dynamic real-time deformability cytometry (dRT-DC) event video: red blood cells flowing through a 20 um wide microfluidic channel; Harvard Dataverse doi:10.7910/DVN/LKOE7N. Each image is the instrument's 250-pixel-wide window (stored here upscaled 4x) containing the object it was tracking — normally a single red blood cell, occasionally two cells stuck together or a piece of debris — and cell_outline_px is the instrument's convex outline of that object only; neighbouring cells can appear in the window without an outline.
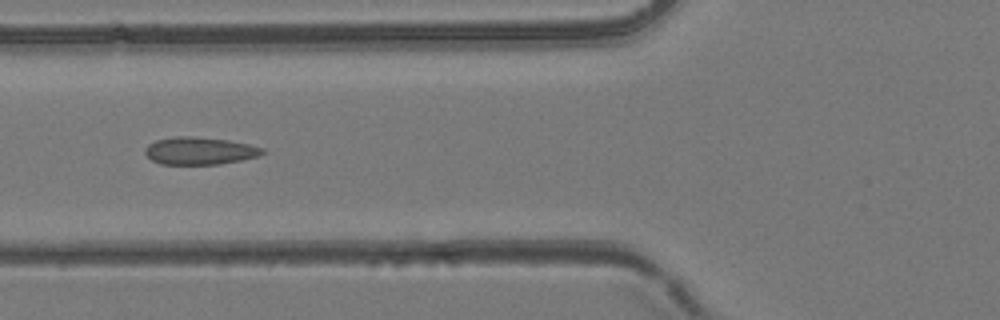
{"species": "common noctule bat (a hibernating species)", "species_latin": "Nyctalus noctula", "temperature_condition": "room temperature", "stored_images_in_passage": 38, "camera_frame_rate_fps": 3000, "um_per_image_px": 0.085, "animal": {"sex": "female", "body_mass_g": 24.6, "forearm_length_mm": 56.2}, "frame": {"image": 1, "passage_image": 12, "time_ms": 3.667, "image_size_px": [1000, 320], "cell_outline_px": [[268, 152], [256, 156], [240, 160], [220, 164], [160, 164], [152, 160], [144, 152], [144, 148], [148, 144], [156, 140], [176, 136], [192, 136], [228, 140], [248, 144], [264, 148]], "centroid_in_image_um": [16.96, 12.81], "position_along_channel_um": 108.8, "area_um2": 18.79}}
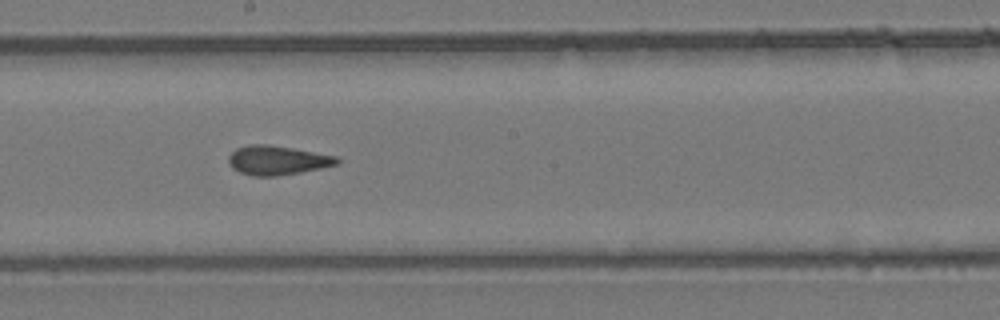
{"frame": {"image": 2, "passage_image": 20, "time_ms": 6.333, "image_size_px": [1000, 320], "cell_outline_px": [[340, 160], [336, 164], [320, 168], [300, 172], [276, 176], [252, 176], [240, 172], [232, 168], [228, 164], [228, 156], [236, 148], [248, 144], [268, 144], [292, 148], [336, 156]], "centroid_in_image_um": [23.51, 13.62], "position_along_channel_um": 224.7, "area_um2": 18.38}}
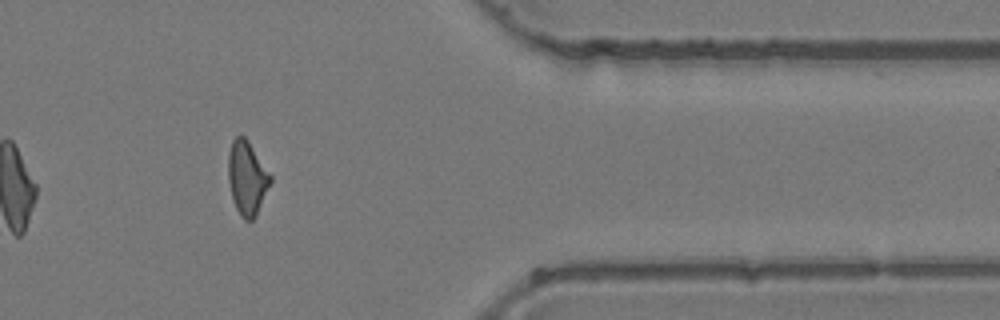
{"frame": {"image": 3, "passage_image": 33, "time_ms": 10.667, "image_size_px": [1000, 320], "cell_outline_px": [[272, 180], [256, 216], [252, 220], [244, 220], [240, 216], [236, 208], [232, 196], [228, 180], [228, 152], [232, 140], [236, 136], [244, 136], [248, 140], [272, 176]], "centroid_in_image_um": [20.99, 15.12], "position_along_channel_um": 390.4, "area_um2": 18.15}}